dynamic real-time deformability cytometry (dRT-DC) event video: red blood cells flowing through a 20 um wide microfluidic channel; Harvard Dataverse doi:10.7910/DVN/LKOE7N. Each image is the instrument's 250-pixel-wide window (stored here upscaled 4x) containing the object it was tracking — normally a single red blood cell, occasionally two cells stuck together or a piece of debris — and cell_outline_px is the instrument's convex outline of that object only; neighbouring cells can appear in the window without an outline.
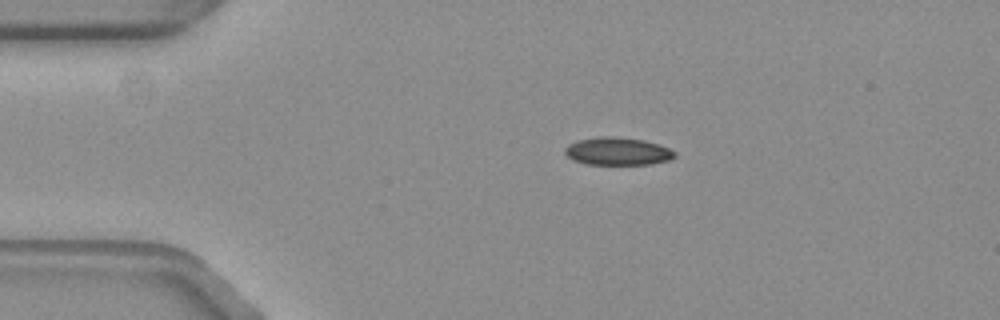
{"species": "common noctule bat (a hibernating species)", "species_latin": "Nyctalus noctula", "temperature_condition": "warm", "stored_images_in_passage": 45, "camera_frame_rate_fps": 3000, "um_per_image_px": 0.085, "animal": {"sex": "female", "body_mass_g": 19.3, "forearm_length_mm": 54.1}, "frame": {"image": 1, "passage_image": 1, "time_ms": 0.0, "image_size_px": [1000, 320], "cell_outline_px": [[676, 156], [668, 160], [652, 164], [584, 164], [572, 160], [564, 152], [564, 148], [568, 144], [576, 140], [600, 136], [608, 136], [644, 140], [660, 144], [676, 152]], "centroid_in_image_um": [52.47, 12.86], "position_along_channel_um": 32.5, "area_um2": 17.86}}
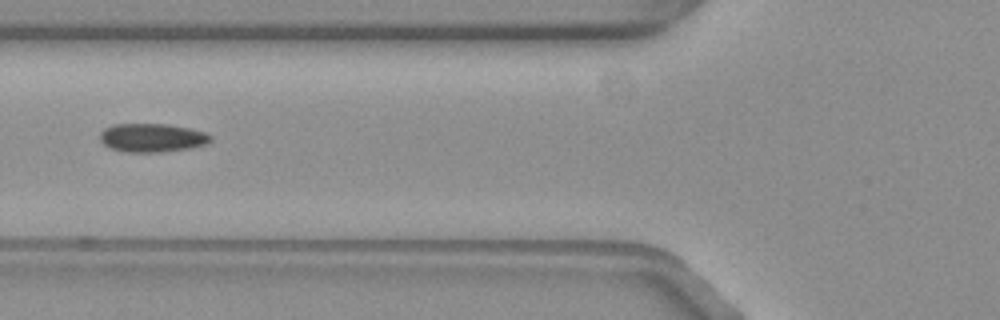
{"frame": {"image": 2, "passage_image": 11, "time_ms": 3.333, "image_size_px": [1000, 320], "cell_outline_px": [[212, 140], [208, 144], [188, 148], [160, 152], [128, 152], [108, 148], [100, 140], [100, 132], [104, 128], [112, 124], [168, 124], [188, 128], [204, 132], [212, 136]], "centroid_in_image_um": [12.91, 11.7], "position_along_channel_um": 112.9, "area_um2": 18.5}}
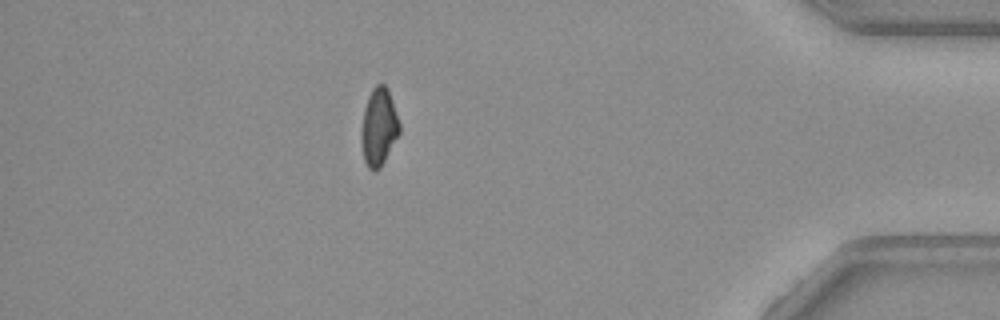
{"frame": {"image": 3, "passage_image": 38, "time_ms": 12.333, "image_size_px": [1000, 320], "cell_outline_px": [[400, 132], [380, 168], [376, 172], [372, 172], [368, 168], [364, 160], [360, 144], [360, 128], [364, 108], [368, 96], [372, 88], [376, 84], [384, 84], [388, 88], [400, 124]], "centroid_in_image_um": [32.16, 10.81], "position_along_channel_um": 403.0, "area_um2": 17.57}, "authors_computed_cell_mechanics": {"area_um2": 17.9758, "velocity_mm_per_s": 3.7481, "shape_relaxation_time_tau1_ms": 5.1735, "shape_relaxation_time_tau2_ms": 9.529, "deformation_change_tau1": 0.106, "deformation_change_tau2": 0.1421}}